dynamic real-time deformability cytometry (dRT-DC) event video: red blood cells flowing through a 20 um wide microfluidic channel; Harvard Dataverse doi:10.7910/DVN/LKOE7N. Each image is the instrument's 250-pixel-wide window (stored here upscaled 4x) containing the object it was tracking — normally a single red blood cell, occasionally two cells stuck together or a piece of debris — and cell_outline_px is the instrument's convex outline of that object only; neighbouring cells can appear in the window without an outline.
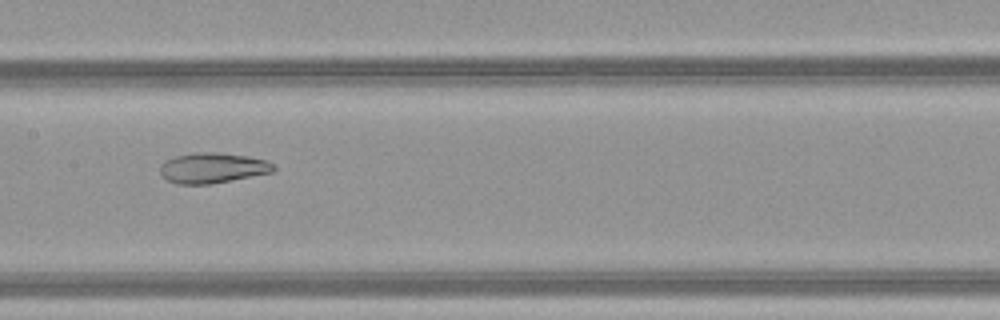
{"species": "common noctule bat (a hibernating species)", "species_latin": "Nyctalus noctula", "temperature_condition": "warm", "stored_images_in_passage": 37, "camera_frame_rate_fps": 3000, "um_per_image_px": 0.085, "animal": {"sex": "female", "body_mass_g": 21.9}, "frame": {"image": 1, "passage_image": 13, "time_ms": 4.0, "image_size_px": [1000, 320], "cell_outline_px": [[276, 168], [272, 172], [212, 184], [176, 184], [168, 180], [160, 172], [160, 164], [164, 160], [176, 156], [196, 152], [216, 152], [248, 156], [268, 160]], "centroid_in_image_um": [18.06, 14.27], "position_along_channel_um": 189.3, "area_um2": 20.11}}
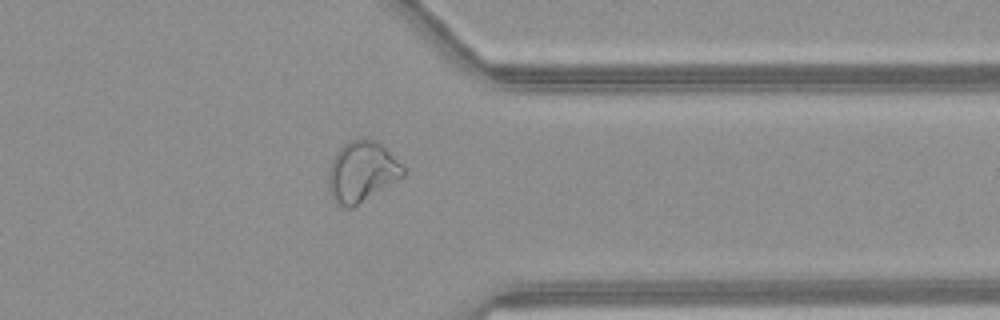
{"frame": {"image": 2, "passage_image": 27, "time_ms": 8.667, "image_size_px": [1000, 320], "cell_outline_px": [[404, 176], [352, 208], [344, 208], [336, 204], [332, 200], [328, 188], [328, 176], [332, 160], [336, 152], [344, 144], [360, 136], [364, 136], [376, 140], [404, 168]], "centroid_in_image_um": [30.71, 14.6], "position_along_channel_um": 380.7, "area_um2": 26.36}}
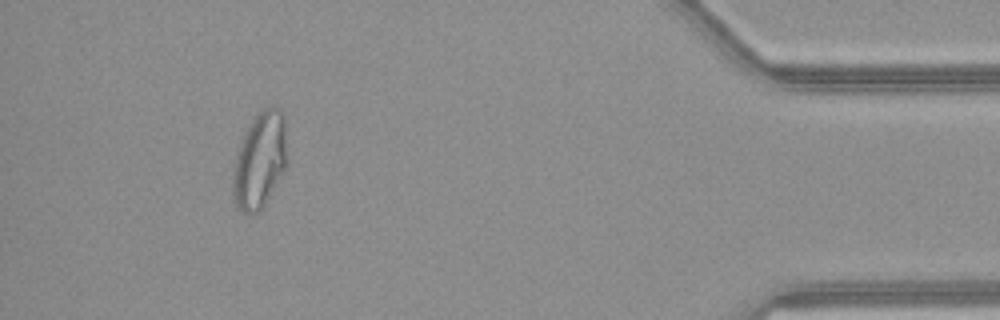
{"frame": {"image": 3, "passage_image": 33, "time_ms": 10.667, "image_size_px": [1000, 320], "cell_outline_px": [[288, 164], [264, 204], [256, 212], [244, 212], [232, 200], [232, 172], [236, 156], [244, 132], [256, 112], [264, 108], [280, 108], [284, 116], [288, 160]], "centroid_in_image_um": [22.08, 13.58], "position_along_channel_um": 413.1, "area_um2": 30.46}, "authors_computed_cell_mechanics": {"area_um2": 23.7558, "velocity_mm_per_s": 4.1968, "shape_relaxation_time_tau1_ms": null, "shape_relaxation_time_tau2_ms": 2.0766, "deformation_change_tau1": null, "deformation_change_tau2": 0.0945}}